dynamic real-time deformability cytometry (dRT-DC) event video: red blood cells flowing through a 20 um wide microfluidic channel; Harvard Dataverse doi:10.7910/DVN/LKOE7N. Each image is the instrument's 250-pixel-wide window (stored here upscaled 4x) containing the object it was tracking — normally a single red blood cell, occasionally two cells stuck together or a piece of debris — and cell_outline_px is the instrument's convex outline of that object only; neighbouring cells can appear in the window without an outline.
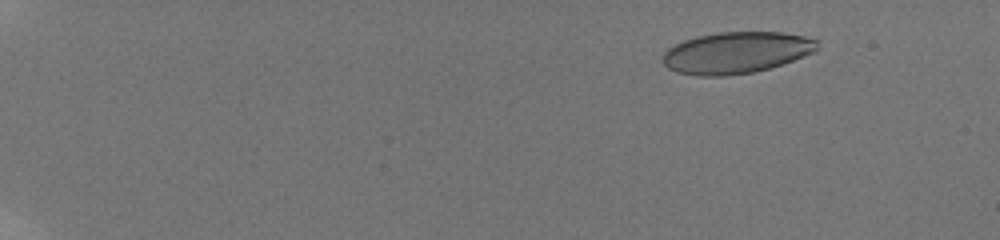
{"species": "human", "species_latin": "Homo sapiens", "temperature_condition": "room temperature", "stored_images_in_passage": 30, "camera_frame_rate_fps": 3000, "um_per_image_px": 0.085, "donor": {"sex": "male"}, "frame": {"image": 1, "passage_image": 9, "time_ms": 2.667, "image_size_px": [1000, 240], "cell_outline_px": [[820, 40], [816, 52], [768, 68], [752, 72], [724, 76], [696, 76], [676, 72], [668, 68], [664, 64], [664, 52], [668, 48], [684, 40], [696, 36], [716, 32], [780, 32], [804, 36]], "centroid_in_image_um": [62.59, 4.47], "position_along_channel_um": 22.4, "area_um2": 37.4}}
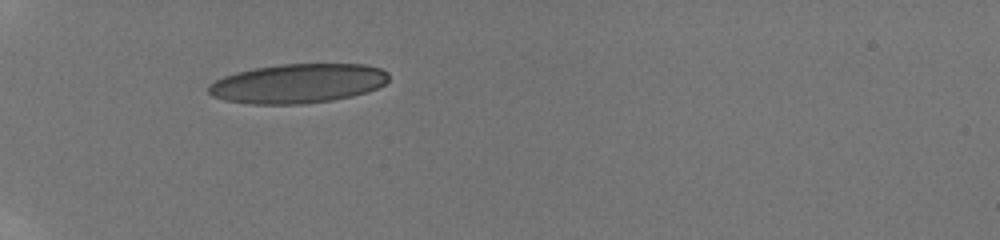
{"frame": {"image": 2, "passage_image": 25, "time_ms": 7.333, "image_size_px": [1000, 240], "cell_outline_px": [[388, 80], [384, 84], [368, 92], [352, 96], [332, 100], [300, 104], [252, 104], [224, 100], [212, 96], [208, 92], [208, 84], [224, 76], [236, 72], [256, 68], [280, 64], [364, 64], [380, 68], [388, 72]], "centroid_in_image_um": [25.31, 7.09], "position_along_channel_um": 59.7, "area_um2": 41.33}}
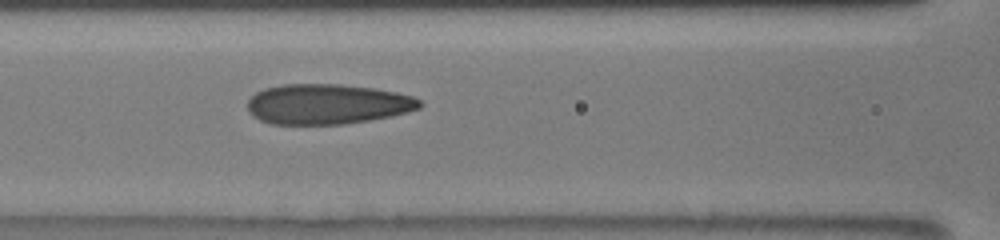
{"frame": {"image": 3, "passage_image": 30, "time_ms": 10.0, "image_size_px": [1000, 240], "cell_outline_px": [[424, 104], [420, 108], [408, 112], [392, 116], [344, 124], [272, 124], [260, 120], [252, 116], [248, 112], [248, 100], [256, 92], [264, 88], [284, 84], [336, 84], [372, 88], [396, 92], [412, 96], [420, 100]], "centroid_in_image_um": [27.82, 8.85], "position_along_channel_um": 138.8, "area_um2": 40.4}}